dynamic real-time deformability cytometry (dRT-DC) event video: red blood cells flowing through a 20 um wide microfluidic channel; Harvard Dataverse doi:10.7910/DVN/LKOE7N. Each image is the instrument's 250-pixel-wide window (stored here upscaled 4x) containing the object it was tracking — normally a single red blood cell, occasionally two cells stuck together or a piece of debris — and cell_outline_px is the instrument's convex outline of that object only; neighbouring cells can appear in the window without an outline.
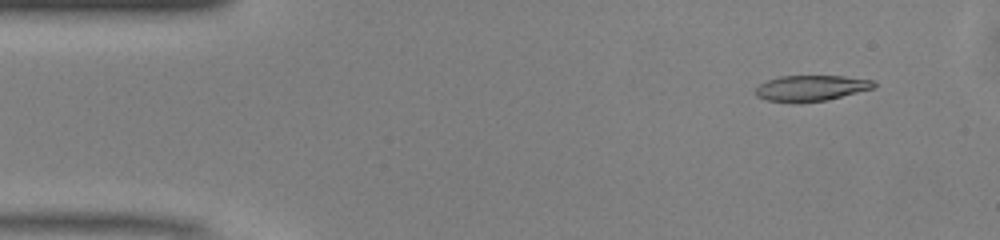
{"species": "common noctule bat (a hibernating species)", "species_latin": "Nyctalus noctula", "temperature_condition": "warm", "stored_images_in_passage": 13, "camera_frame_rate_fps": 3000, "um_per_image_px": 0.085, "animal": {"sex": "male", "body_mass_g": 13.0, "forearm_length_mm": 53.1}, "frame": {"image": 1, "passage_image": 4, "time_ms": 1.0, "image_size_px": [1000, 240], "cell_outline_px": [[876, 88], [828, 100], [800, 104], [792, 104], [768, 100], [756, 96], [756, 88], [760, 84], [768, 80], [780, 76], [844, 76], [872, 80], [876, 84]], "centroid_in_image_um": [68.95, 7.52], "position_along_channel_um": 16.0, "area_um2": 18.15}}